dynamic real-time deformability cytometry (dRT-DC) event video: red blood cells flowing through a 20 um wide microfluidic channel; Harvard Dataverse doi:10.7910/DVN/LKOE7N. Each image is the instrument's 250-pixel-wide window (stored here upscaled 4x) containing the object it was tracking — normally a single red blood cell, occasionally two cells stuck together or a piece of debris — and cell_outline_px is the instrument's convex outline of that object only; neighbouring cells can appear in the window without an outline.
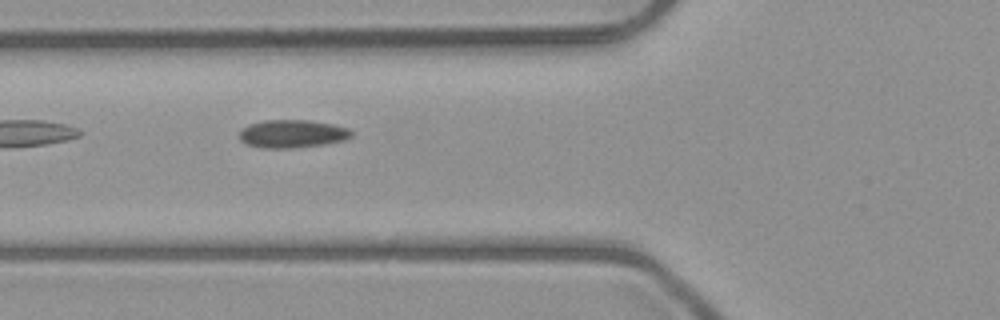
{"species": "common noctule bat (a hibernating species)", "species_latin": "Nyctalus noctula", "temperature_condition": "room temperature", "stored_images_in_passage": 9, "camera_frame_rate_fps": 3000, "um_per_image_px": 0.085, "animal": {"sex": "male", "body_mass_g": 23.1, "forearm_length_mm": 52.7}, "frame": {"image": 1, "passage_image": 6, "time_ms": 6.667, "image_size_px": [1000, 320], "cell_outline_px": [[352, 136], [344, 140], [324, 144], [292, 148], [260, 148], [248, 144], [240, 140], [240, 132], [248, 124], [264, 120], [308, 120], [332, 124], [348, 128], [352, 132]], "centroid_in_image_um": [24.84, 11.37], "position_along_channel_um": 101.0, "area_um2": 18.21}}
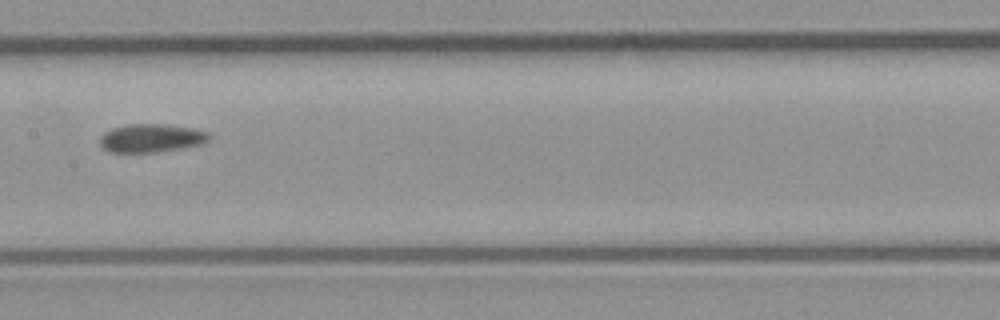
{"frame": {"image": 2, "passage_image": 8, "time_ms": 9.0, "image_size_px": [1000, 320], "cell_outline_px": [[212, 136], [204, 144], [184, 148], [156, 152], [112, 152], [104, 148], [100, 144], [100, 136], [104, 132], [112, 128], [128, 124], [168, 124], [192, 128], [208, 132]], "centroid_in_image_um": [12.9, 11.73], "position_along_channel_um": 194.5, "area_um2": 18.21}}
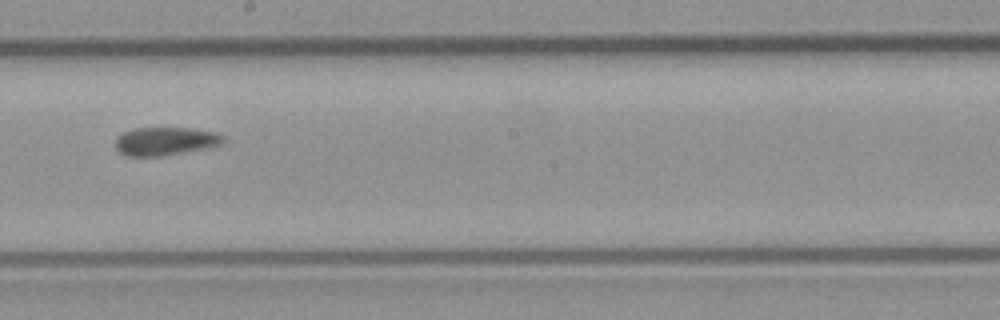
{"frame": {"image": 3, "passage_image": 9, "time_ms": 10.0, "image_size_px": [1000, 320], "cell_outline_px": [[224, 140], [220, 144], [208, 148], [160, 156], [124, 156], [116, 148], [116, 140], [124, 132], [136, 128], [192, 128], [216, 132], [224, 136]], "centroid_in_image_um": [14.07, 12.0], "position_along_channel_um": 234.1, "area_um2": 17.63}}